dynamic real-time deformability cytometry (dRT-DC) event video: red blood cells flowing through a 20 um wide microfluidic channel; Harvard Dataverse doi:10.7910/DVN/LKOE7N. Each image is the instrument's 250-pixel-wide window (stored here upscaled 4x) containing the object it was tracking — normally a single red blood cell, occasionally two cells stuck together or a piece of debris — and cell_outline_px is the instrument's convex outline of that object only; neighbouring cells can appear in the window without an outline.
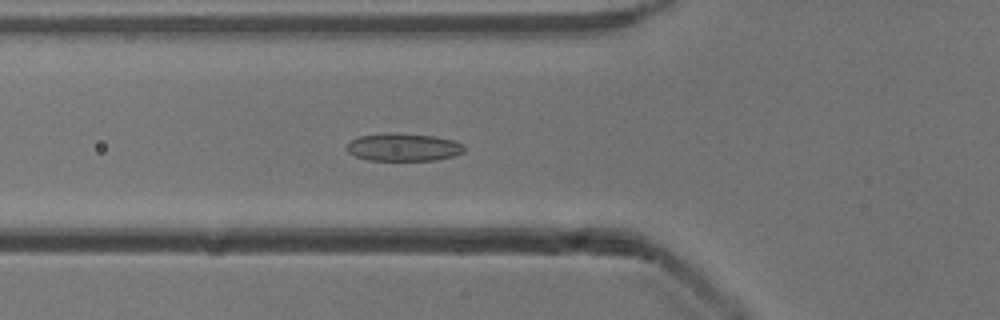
{"species": "common noctule bat (a hibernating species)", "species_latin": "Nyctalus noctula", "temperature_condition": "cold", "stored_images_in_passage": 53, "camera_frame_rate_fps": 3000, "um_per_image_px": 0.085, "animal": {"sex": "male", "body_mass_g": 13.3}, "frame": {"image": 1, "passage_image": 18, "time_ms": 5.667, "image_size_px": [1000, 320], "cell_outline_px": [[464, 152], [452, 156], [436, 160], [368, 160], [356, 156], [348, 152], [348, 144], [352, 140], [360, 136], [396, 132], [432, 136], [452, 140], [464, 144]], "centroid_in_image_um": [34.31, 12.51], "position_along_channel_um": 91.5, "area_um2": 18.79}}
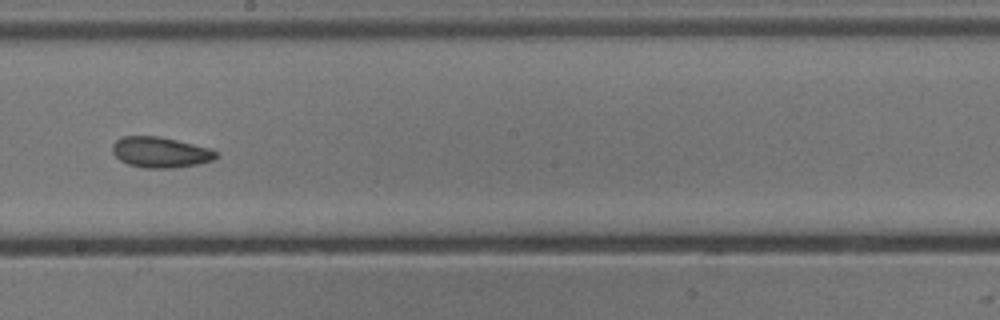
{"frame": {"image": 2, "passage_image": 29, "time_ms": 9.333, "image_size_px": [1000, 320], "cell_outline_px": [[220, 156], [212, 160], [196, 164], [172, 168], [144, 168], [128, 164], [120, 160], [112, 152], [112, 144], [116, 140], [124, 136], [156, 136], [176, 140], [212, 148]], "centroid_in_image_um": [13.63, 12.94], "position_along_channel_um": 234.6, "area_um2": 18.5}}
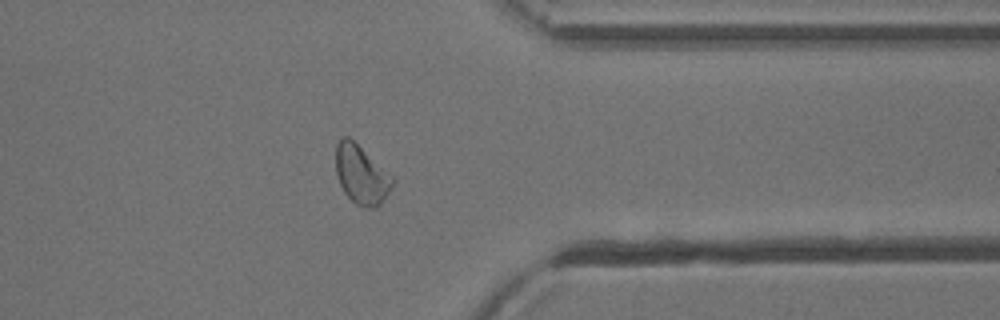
{"frame": {"image": 3, "passage_image": 41, "time_ms": 13.333, "image_size_px": [1000, 320], "cell_outline_px": [[396, 180], [380, 204], [376, 208], [364, 208], [356, 204], [344, 192], [340, 184], [336, 172], [336, 144], [344, 136], [348, 136], [392, 176]], "centroid_in_image_um": [30.71, 14.87], "position_along_channel_um": 380.7, "area_um2": 19.07}, "authors_computed_cell_mechanics": {"area_um2": 19.5364, "velocity_mm_per_s": 3.8804, "shape_relaxation_time_tau1_ms": 9.1223, "shape_relaxation_time_tau2_ms": 3.5393, "deformation_change_tau1": 0.186, "deformation_change_tau2": 0.0889}}